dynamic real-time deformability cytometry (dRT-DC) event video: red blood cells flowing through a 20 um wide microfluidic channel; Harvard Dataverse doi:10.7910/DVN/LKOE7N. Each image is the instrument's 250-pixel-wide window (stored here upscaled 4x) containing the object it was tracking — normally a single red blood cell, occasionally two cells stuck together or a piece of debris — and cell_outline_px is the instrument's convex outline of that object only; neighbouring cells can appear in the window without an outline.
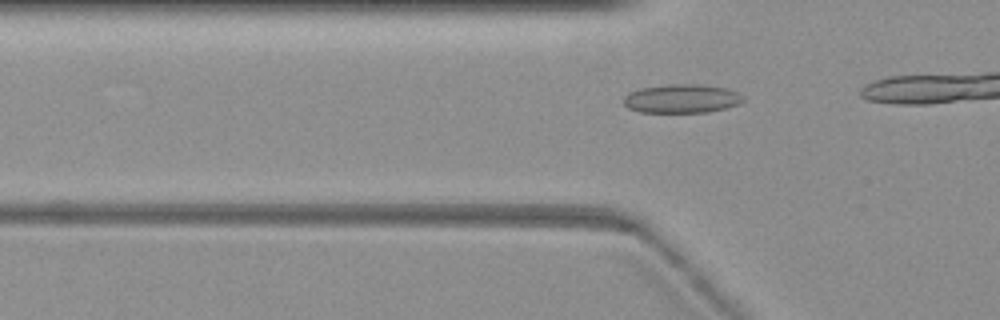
{"species": "common noctule bat (a hibernating species)", "species_latin": "Nyctalus noctula", "temperature_condition": "warm", "stored_images_in_passage": 25, "camera_frame_rate_fps": 3000, "um_per_image_px": 0.085, "animal": {"sex": "female", "body_mass_g": 19.3, "forearm_length_mm": 54.1}, "frame": {"image": 1, "passage_image": 18, "time_ms": 5.667, "image_size_px": [1000, 320], "cell_outline_px": [[744, 100], [740, 104], [708, 112], [640, 112], [628, 108], [624, 104], [624, 96], [628, 92], [640, 88], [668, 84], [700, 84], [724, 88], [736, 92], [744, 96]], "centroid_in_image_um": [57.93, 8.38], "position_along_channel_um": 67.9, "area_um2": 20.06}}